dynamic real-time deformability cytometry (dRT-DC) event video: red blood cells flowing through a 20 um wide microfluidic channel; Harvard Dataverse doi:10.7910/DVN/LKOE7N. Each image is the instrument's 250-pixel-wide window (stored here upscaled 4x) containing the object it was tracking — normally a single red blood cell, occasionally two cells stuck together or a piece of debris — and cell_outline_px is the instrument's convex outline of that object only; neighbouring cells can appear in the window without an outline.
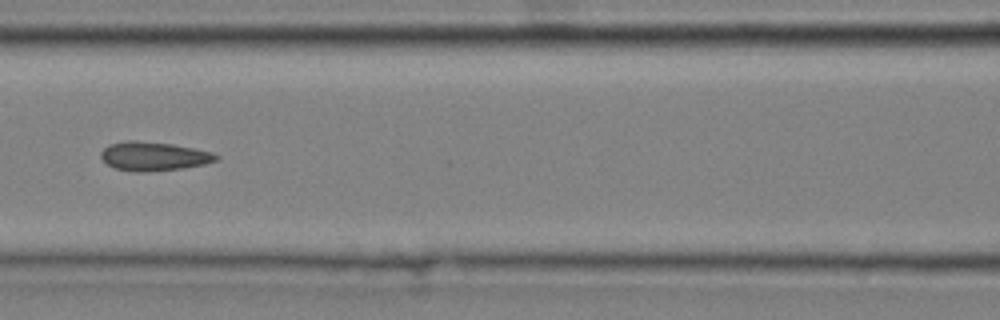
{"species": "common noctule bat (a hibernating species)", "species_latin": "Nyctalus noctula", "temperature_condition": "cold", "stored_images_in_passage": 9, "camera_frame_rate_fps": 3000, "um_per_image_px": 0.085, "animal": {"sex": "male", "body_mass_g": 20.4}, "frame": {"image": 1, "passage_image": 6, "time_ms": 1.667, "image_size_px": [1000, 320], "cell_outline_px": [[220, 156], [216, 160], [204, 164], [184, 168], [140, 172], [136, 172], [116, 168], [108, 164], [100, 156], [100, 152], [108, 144], [128, 140], [136, 140], [172, 144], [212, 152]], "centroid_in_image_um": [13.05, 13.27], "position_along_channel_um": 153.6, "area_um2": 19.25}}
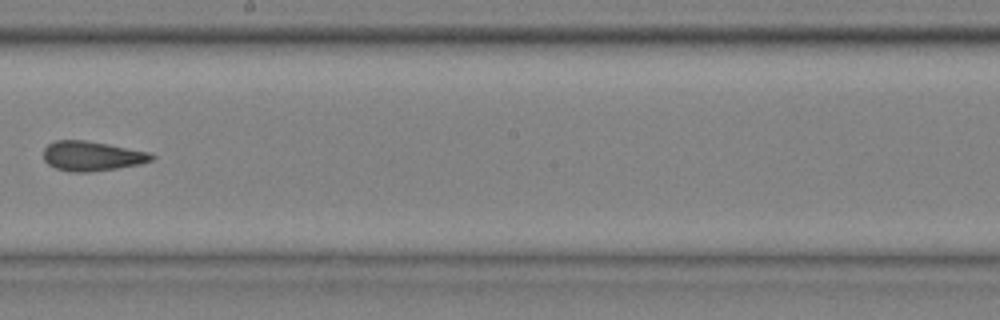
{"frame": {"image": 2, "passage_image": 8, "time_ms": 2.333, "image_size_px": [1000, 320], "cell_outline_px": [[156, 156], [152, 160], [140, 164], [116, 168], [88, 172], [72, 172], [56, 168], [48, 164], [44, 160], [44, 148], [48, 144], [56, 140], [84, 140], [108, 144], [152, 152]], "centroid_in_image_um": [7.84, 13.25], "position_along_channel_um": 240.4, "area_um2": 18.73}}
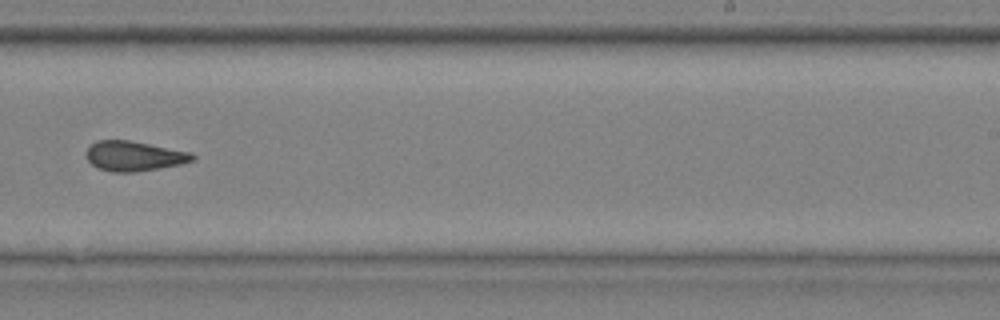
{"frame": {"image": 3, "passage_image": 9, "time_ms": 2.667, "image_size_px": [1000, 320], "cell_outline_px": [[196, 160], [180, 164], [160, 168], [136, 172], [112, 172], [100, 168], [92, 164], [84, 156], [88, 148], [96, 140], [128, 140], [192, 152], [196, 156]], "centroid_in_image_um": [11.41, 13.26], "position_along_channel_um": 277.6, "area_um2": 18.55}}